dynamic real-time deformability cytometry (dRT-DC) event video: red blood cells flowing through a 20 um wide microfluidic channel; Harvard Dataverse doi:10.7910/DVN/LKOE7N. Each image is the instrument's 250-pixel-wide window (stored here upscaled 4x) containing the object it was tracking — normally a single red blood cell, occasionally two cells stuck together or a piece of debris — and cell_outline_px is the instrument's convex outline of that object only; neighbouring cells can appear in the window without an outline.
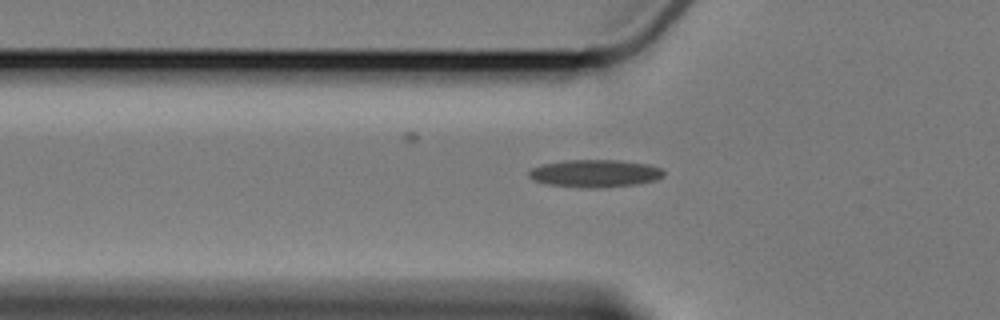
{"species": "Egyptian fruit bat (a non-hibernating species)", "species_latin": "Rousettus aegyptiacus", "temperature_condition": "cold", "stored_images_in_passage": 6, "camera_frame_rate_fps": 3000, "um_per_image_px": 0.085, "animal": {"sex": "female"}, "frame": {"image": 1, "passage_image": 6, "time_ms": 6.333, "image_size_px": [1000, 320], "cell_outline_px": [[664, 176], [656, 180], [640, 184], [604, 188], [580, 188], [544, 184], [532, 180], [528, 176], [528, 172], [532, 168], [544, 164], [564, 160], [620, 160], [648, 164], [664, 168]], "centroid_in_image_um": [50.6, 14.75], "position_along_channel_um": 75.2, "area_um2": 22.2}}